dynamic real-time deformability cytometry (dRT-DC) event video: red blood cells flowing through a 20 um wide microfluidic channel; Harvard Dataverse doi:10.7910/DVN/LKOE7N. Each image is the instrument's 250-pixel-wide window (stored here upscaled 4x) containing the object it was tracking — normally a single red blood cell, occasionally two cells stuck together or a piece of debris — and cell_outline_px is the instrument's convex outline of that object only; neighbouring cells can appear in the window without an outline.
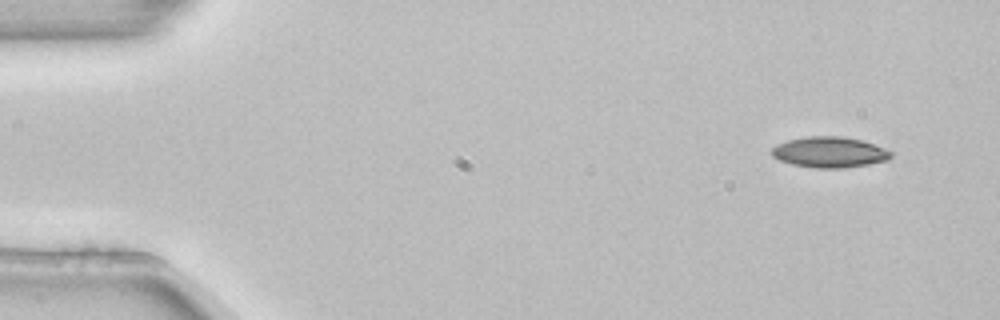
{"species": "common noctule bat (a hibernating species)", "species_latin": "Nyctalus noctula", "temperature_condition": "room temperature", "stored_images_in_passage": 4, "camera_frame_rate_fps": 3000, "um_per_image_px": 0.085, "animal": {"sex": "female", "body_mass_g": 22.7, "forearm_length_mm": 54.2}, "frame": {"image": 1, "passage_image": 1, "time_ms": 0.0, "image_size_px": [1000, 320], "cell_outline_px": [[892, 156], [888, 160], [868, 164], [844, 168], [816, 168], [792, 164], [780, 160], [772, 156], [772, 148], [776, 144], [788, 140], [808, 136], [840, 136], [864, 140], [884, 148], [892, 152]], "centroid_in_image_um": [70.52, 12.93], "position_along_channel_um": 14.5, "area_um2": 21.39}}
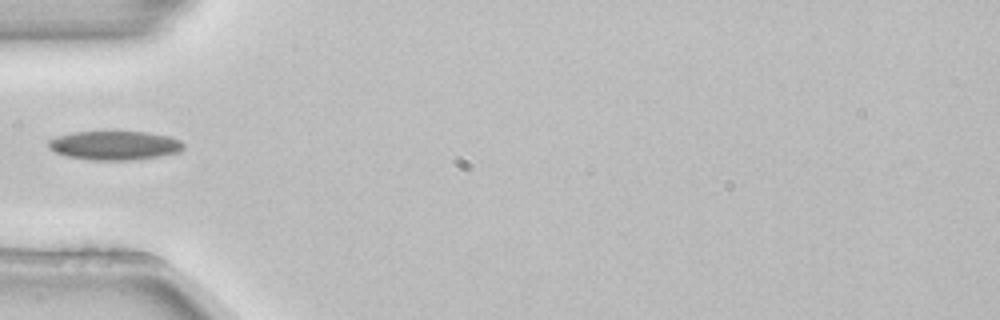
{"frame": {"image": 2, "passage_image": 4, "time_ms": 1.0, "image_size_px": [1000, 320], "cell_outline_px": [[184, 148], [180, 152], [160, 156], [132, 160], [88, 160], [68, 156], [56, 152], [48, 148], [48, 140], [72, 132], [148, 132], [168, 136], [180, 140], [184, 144]], "centroid_in_image_um": [9.77, 12.37], "position_along_channel_um": 75.2, "area_um2": 22.77}}